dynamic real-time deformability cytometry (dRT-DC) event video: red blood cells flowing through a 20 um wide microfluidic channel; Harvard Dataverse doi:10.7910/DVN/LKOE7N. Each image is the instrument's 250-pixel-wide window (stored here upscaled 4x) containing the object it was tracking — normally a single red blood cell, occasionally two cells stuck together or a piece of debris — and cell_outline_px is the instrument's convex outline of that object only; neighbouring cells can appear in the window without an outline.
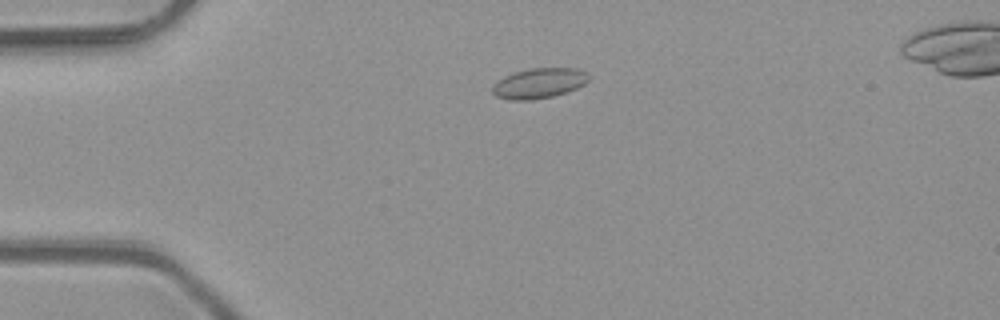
{"species": "common noctule bat (a hibernating species)", "species_latin": "Nyctalus noctula", "temperature_condition": "room temperature", "stored_images_in_passage": 41, "camera_frame_rate_fps": 3000, "um_per_image_px": 0.085, "animal": {"sex": "male", "body_mass_g": 23.1, "forearm_length_mm": 52.7}, "frame": {"image": 1, "passage_image": 2, "time_ms": 0.333, "image_size_px": [1000, 320], "cell_outline_px": [[592, 76], [584, 84], [576, 88], [552, 96], [532, 100], [508, 100], [496, 96], [492, 92], [492, 84], [496, 80], [512, 72], [528, 68], [580, 68], [588, 72]], "centroid_in_image_um": [45.8, 7.05], "position_along_channel_um": 39.2, "area_um2": 17.28}}
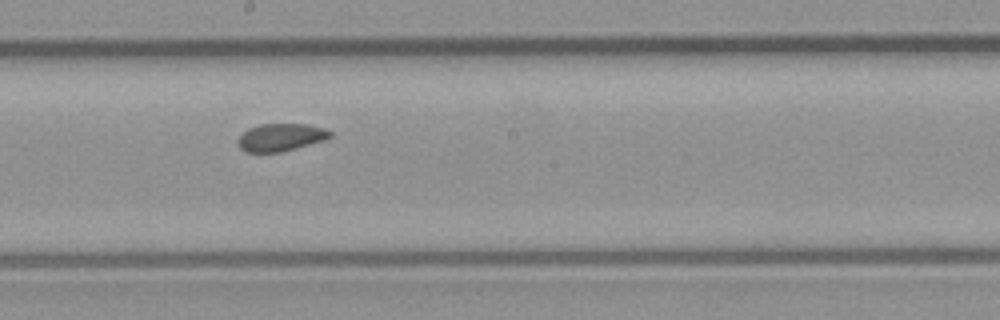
{"frame": {"image": 2, "passage_image": 18, "time_ms": 5.667, "image_size_px": [1000, 320], "cell_outline_px": [[332, 136], [324, 140], [296, 148], [280, 152], [244, 152], [236, 144], [236, 140], [248, 128], [260, 124], [308, 124], [324, 128], [332, 132]], "centroid_in_image_um": [23.84, 11.67], "position_along_channel_um": 224.4, "area_um2": 14.91}}
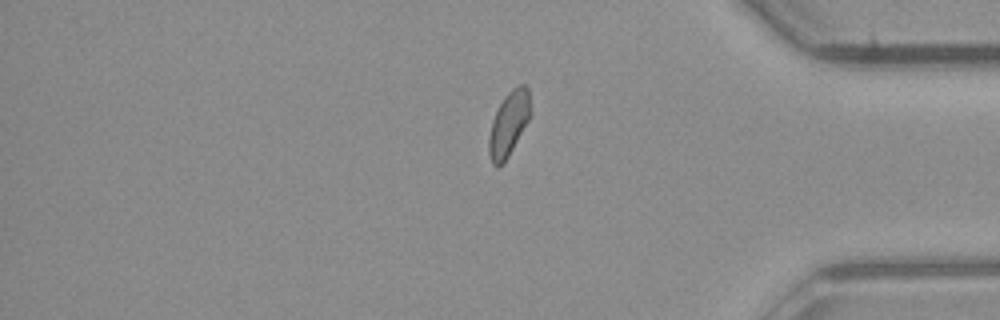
{"frame": {"image": 3, "passage_image": 32, "time_ms": 10.333, "image_size_px": [1000, 320], "cell_outline_px": [[532, 112], [528, 120], [504, 164], [496, 168], [492, 164], [488, 152], [488, 140], [492, 120], [504, 96], [512, 88], [520, 84], [524, 84], [528, 88]], "centroid_in_image_um": [43.24, 10.53], "position_along_channel_um": 392.0, "area_um2": 15.72}}